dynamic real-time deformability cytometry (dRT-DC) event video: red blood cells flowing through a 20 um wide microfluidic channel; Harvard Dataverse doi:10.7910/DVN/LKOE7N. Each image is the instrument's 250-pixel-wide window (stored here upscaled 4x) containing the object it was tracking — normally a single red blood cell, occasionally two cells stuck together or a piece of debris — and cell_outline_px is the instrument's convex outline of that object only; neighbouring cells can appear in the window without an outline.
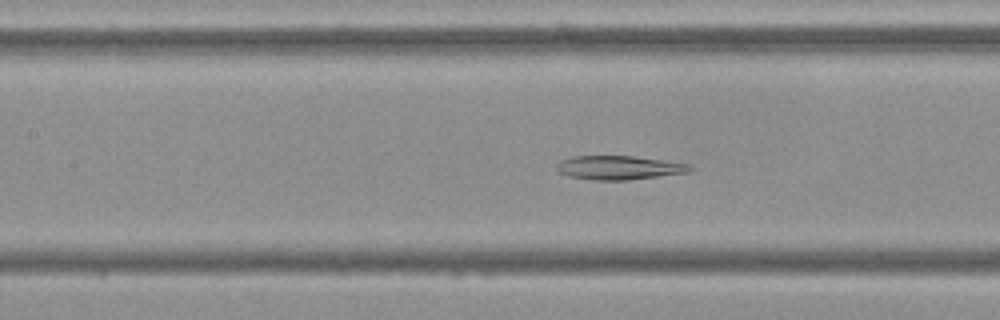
{"species": "Egyptian fruit bat (a non-hibernating species)", "species_latin": "Rousettus aegyptiacus", "temperature_condition": "cold", "stored_images_in_passage": 54, "camera_frame_rate_fps": 3000, "um_per_image_px": 0.085, "frame": {"image": 1, "passage_image": 24, "time_ms": 7.667, "image_size_px": [1000, 320], "cell_outline_px": [[696, 168], [688, 172], [628, 180], [592, 180], [568, 176], [556, 172], [556, 164], [560, 160], [572, 156], [636, 156], [692, 164]], "centroid_in_image_um": [52.61, 14.24], "position_along_channel_um": 154.8, "area_um2": 18.84}}
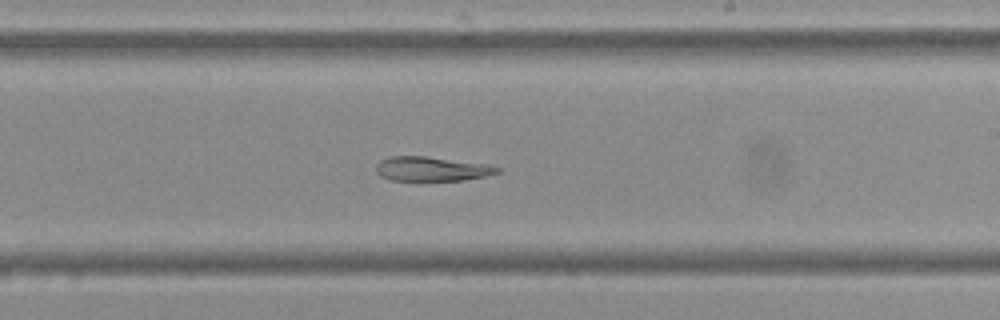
{"frame": {"image": 2, "passage_image": 32, "time_ms": 10.333, "image_size_px": [1000, 320], "cell_outline_px": [[500, 172], [484, 176], [464, 180], [392, 180], [380, 176], [376, 172], [376, 164], [380, 160], [392, 156], [424, 156], [488, 164], [500, 168]], "centroid_in_image_um": [36.67, 14.35], "position_along_channel_um": 252.3, "area_um2": 17.11}}
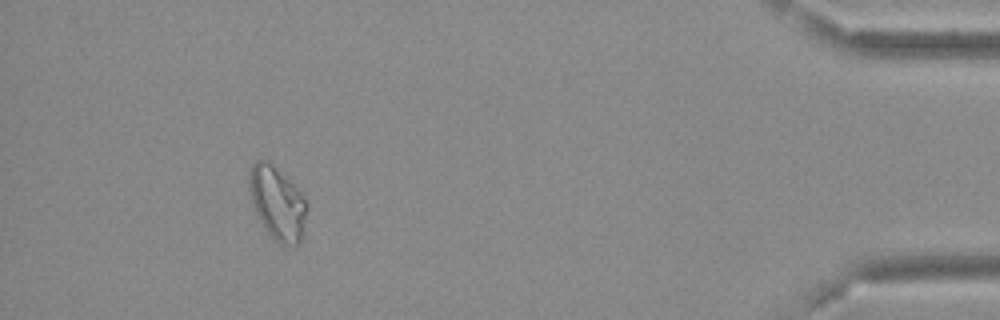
{"frame": {"image": 3, "passage_image": 50, "time_ms": 16.333, "image_size_px": [1000, 320], "cell_outline_px": [[308, 208], [304, 232], [300, 244], [296, 248], [280, 244], [268, 232], [260, 220], [252, 200], [248, 176], [252, 164], [256, 160], [268, 160], [300, 192]], "centroid_in_image_um": [23.61, 17.31], "position_along_channel_um": 411.6, "area_um2": 24.33}}